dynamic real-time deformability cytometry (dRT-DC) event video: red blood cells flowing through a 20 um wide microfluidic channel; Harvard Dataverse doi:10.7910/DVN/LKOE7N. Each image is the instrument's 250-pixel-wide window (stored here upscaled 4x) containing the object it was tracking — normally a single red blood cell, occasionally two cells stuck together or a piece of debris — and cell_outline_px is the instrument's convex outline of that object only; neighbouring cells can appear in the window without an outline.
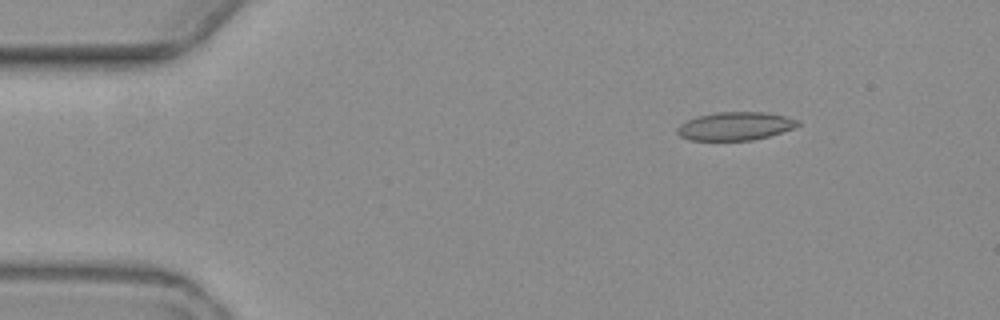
{"species": "common noctule bat (a hibernating species)", "species_latin": "Nyctalus noctula", "temperature_condition": "warm", "stored_images_in_passage": 6, "camera_frame_rate_fps": 3000, "um_per_image_px": 0.085, "animal": {"sex": "female", "body_mass_g": 19.3, "forearm_length_mm": 54.1}, "frame": {"image": 1, "passage_image": 3, "time_ms": 2.333, "image_size_px": [1000, 320], "cell_outline_px": [[800, 124], [792, 128], [768, 136], [752, 140], [688, 140], [680, 136], [676, 132], [676, 128], [680, 124], [688, 120], [700, 116], [720, 112], [764, 112], [784, 116], [800, 120]], "centroid_in_image_um": [62.48, 10.72], "position_along_channel_um": 22.5, "area_um2": 19.59}}
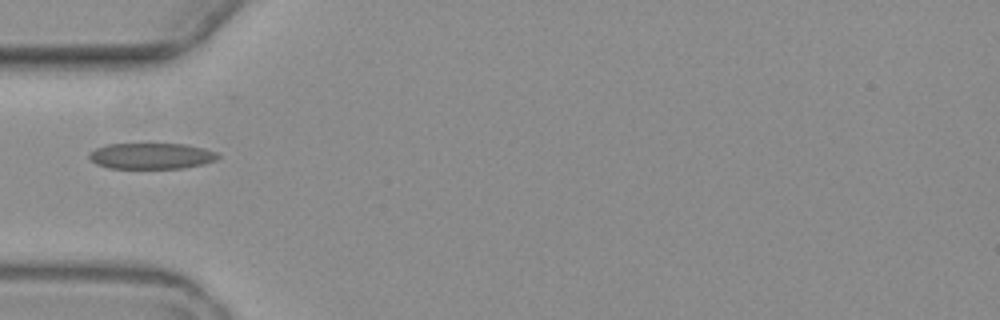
{"frame": {"image": 2, "passage_image": 6, "time_ms": 6.0, "image_size_px": [1000, 320], "cell_outline_px": [[220, 156], [216, 160], [204, 164], [184, 168], [108, 168], [96, 164], [88, 160], [88, 156], [96, 148], [108, 144], [184, 144], [204, 148], [216, 152]], "centroid_in_image_um": [12.87, 13.26], "position_along_channel_um": 72.1, "area_um2": 19.54}}